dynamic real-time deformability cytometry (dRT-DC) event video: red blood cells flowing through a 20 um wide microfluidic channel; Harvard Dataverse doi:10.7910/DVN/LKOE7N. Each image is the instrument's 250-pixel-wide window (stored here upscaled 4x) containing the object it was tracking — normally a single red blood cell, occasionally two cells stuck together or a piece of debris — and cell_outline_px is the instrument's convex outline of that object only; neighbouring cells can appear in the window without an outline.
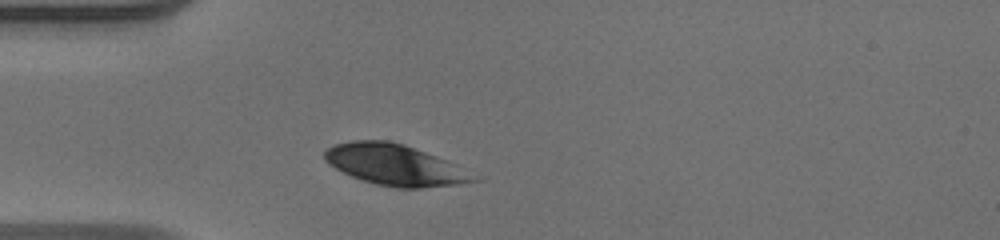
{"species": "human", "species_latin": "Homo sapiens", "temperature_condition": "warm", "stored_images_in_passage": 31, "camera_frame_rate_fps": 3000, "um_per_image_px": 0.085, "donor": {"sex": "male"}, "frame": {"image": 1, "passage_image": 1, "time_ms": 0.0, "image_size_px": [1000, 240], "cell_outline_px": [[480, 180], [460, 184], [420, 188], [396, 188], [376, 184], [352, 176], [328, 164], [324, 160], [324, 152], [328, 148], [336, 144], [352, 140], [388, 140], [404, 144], [436, 156], [444, 160]], "centroid_in_image_um": [33.48, 14.01], "position_along_channel_um": 51.5, "area_um2": 34.85}}
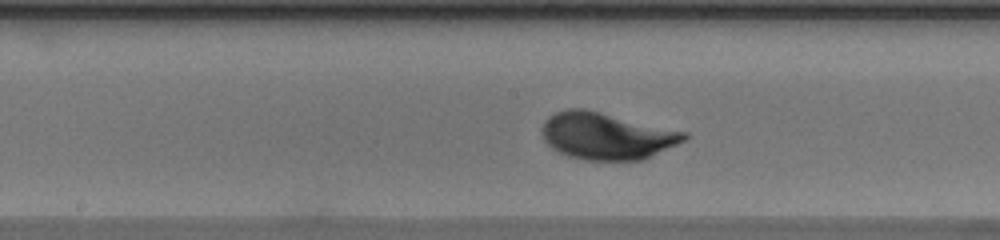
{"frame": {"image": 2, "passage_image": 13, "time_ms": 4.0, "image_size_px": [1000, 240], "cell_outline_px": [[688, 136], [684, 140], [644, 160], [584, 160], [568, 156], [556, 152], [544, 140], [540, 132], [540, 128], [544, 120], [548, 116], [556, 112], [568, 108], [584, 108], [688, 132]], "centroid_in_image_um": [51.51, 11.55], "position_along_channel_um": 196.7, "area_um2": 39.13}}
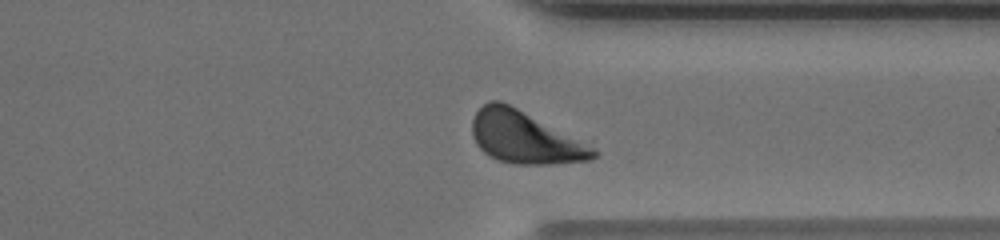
{"frame": {"image": 3, "passage_image": 26, "time_ms": 8.333, "image_size_px": [1000, 240], "cell_outline_px": [[596, 156], [592, 160], [548, 164], [516, 164], [496, 160], [488, 156], [476, 144], [472, 136], [472, 120], [476, 112], [488, 100], [500, 100], [596, 148]], "centroid_in_image_um": [44.57, 11.7], "position_along_channel_um": 366.8, "area_um2": 36.36}, "authors_computed_cell_mechanics": {"area_um2": 37.2232, "velocity_mm_per_s": 3.9258, "shape_relaxation_time_tau1_ms": 2.0849, "shape_relaxation_time_tau2_ms": null, "deformation_change_tau1": 0.1293, "deformation_change_tau2": null}}